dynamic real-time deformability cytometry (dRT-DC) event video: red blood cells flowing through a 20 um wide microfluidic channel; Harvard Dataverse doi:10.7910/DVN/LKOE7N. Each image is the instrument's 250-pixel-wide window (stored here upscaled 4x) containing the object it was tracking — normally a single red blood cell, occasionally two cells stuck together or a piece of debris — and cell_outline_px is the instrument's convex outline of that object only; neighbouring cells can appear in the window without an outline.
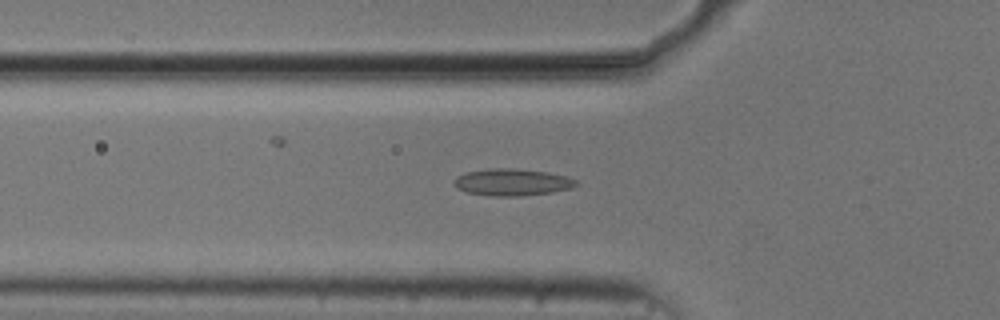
{"species": "common noctule bat (a hibernating species)", "species_latin": "Nyctalus noctula", "temperature_condition": "cold", "stored_images_in_passage": 37, "camera_frame_rate_fps": 3000, "um_per_image_px": 0.085, "animal": {"sex": "male", "body_mass_g": 20.5, "forearm_length_mm": 52.5}, "frame": {"image": 1, "passage_image": 2, "time_ms": 0.333, "image_size_px": [1000, 320], "cell_outline_px": [[580, 184], [572, 188], [552, 192], [516, 196], [492, 196], [468, 192], [460, 188], [456, 184], [456, 176], [464, 172], [488, 168], [508, 168], [548, 172], [568, 176], [576, 180]], "centroid_in_image_um": [43.59, 15.47], "position_along_channel_um": 82.2, "area_um2": 19.02}}
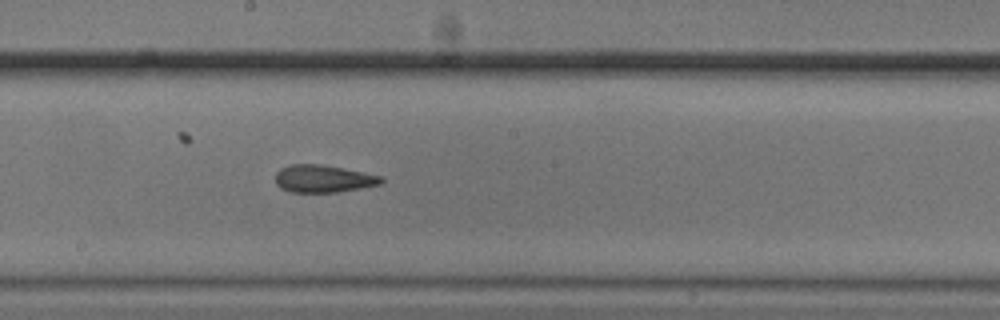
{"frame": {"image": 2, "passage_image": 13, "time_ms": 4.0, "image_size_px": [1000, 320], "cell_outline_px": [[384, 180], [380, 184], [360, 188], [336, 192], [292, 192], [280, 188], [276, 184], [276, 172], [280, 168], [292, 164], [320, 164], [364, 172], [384, 176]], "centroid_in_image_um": [27.48, 15.18], "position_along_channel_um": 220.7, "area_um2": 16.94}}
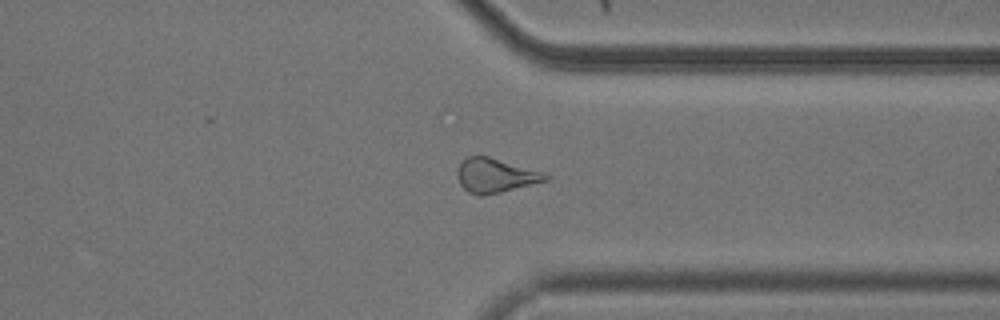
{"frame": {"image": 3, "passage_image": 25, "time_ms": 8.0, "image_size_px": [1000, 320], "cell_outline_px": [[552, 176], [548, 180], [484, 196], [480, 196], [468, 192], [460, 184], [456, 172], [460, 164], [468, 156], [488, 156], [544, 172]], "centroid_in_image_um": [42.12, 14.92], "position_along_channel_um": 369.3, "area_um2": 17.51}, "authors_computed_cell_mechanics": {"area_um2": 17.1666, "velocity_mm_per_s": 3.7464, "shape_relaxation_time_tau1_ms": null, "shape_relaxation_time_tau2_ms": 3.5354, "deformation_change_tau1": null, "deformation_change_tau2": 0.1091}}